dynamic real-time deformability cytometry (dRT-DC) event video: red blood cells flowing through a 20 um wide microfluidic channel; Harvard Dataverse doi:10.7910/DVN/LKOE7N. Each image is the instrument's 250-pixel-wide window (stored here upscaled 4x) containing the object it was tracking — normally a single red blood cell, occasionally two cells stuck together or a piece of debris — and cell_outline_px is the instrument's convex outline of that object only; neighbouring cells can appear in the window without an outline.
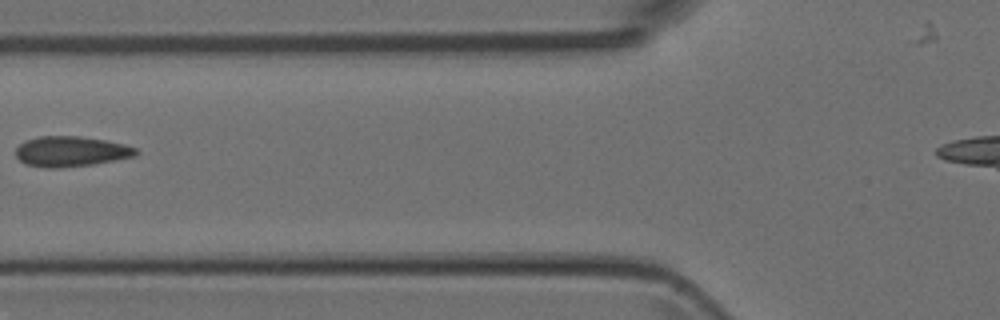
{"species": "Egyptian fruit bat (a non-hibernating species)", "species_latin": "Rousettus aegyptiacus", "temperature_condition": "room temperature", "stored_images_in_passage": 3, "camera_frame_rate_fps": 3000, "um_per_image_px": 0.085, "animal": {"sex": "female"}, "frame": {"image": 1, "passage_image": 2, "time_ms": 1.333, "image_size_px": [1000, 320], "cell_outline_px": [[140, 152], [136, 156], [92, 164], [60, 168], [48, 168], [28, 164], [20, 160], [16, 156], [16, 148], [24, 140], [40, 136], [80, 136], [104, 140], [124, 144], [136, 148]], "centroid_in_image_um": [6.04, 12.86], "position_along_channel_um": 119.8, "area_um2": 21.15}}
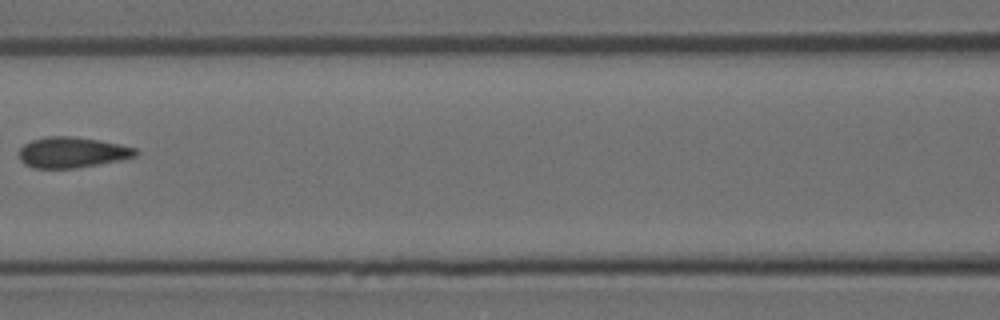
{"frame": {"image": 2, "passage_image": 3, "time_ms": 2.333, "image_size_px": [1000, 320], "cell_outline_px": [[140, 152], [136, 156], [120, 160], [76, 168], [32, 168], [24, 164], [20, 160], [20, 148], [24, 144], [32, 140], [44, 136], [72, 136], [100, 140], [120, 144], [136, 148]], "centroid_in_image_um": [6.14, 12.95], "position_along_channel_um": 160.5, "area_um2": 20.98}}